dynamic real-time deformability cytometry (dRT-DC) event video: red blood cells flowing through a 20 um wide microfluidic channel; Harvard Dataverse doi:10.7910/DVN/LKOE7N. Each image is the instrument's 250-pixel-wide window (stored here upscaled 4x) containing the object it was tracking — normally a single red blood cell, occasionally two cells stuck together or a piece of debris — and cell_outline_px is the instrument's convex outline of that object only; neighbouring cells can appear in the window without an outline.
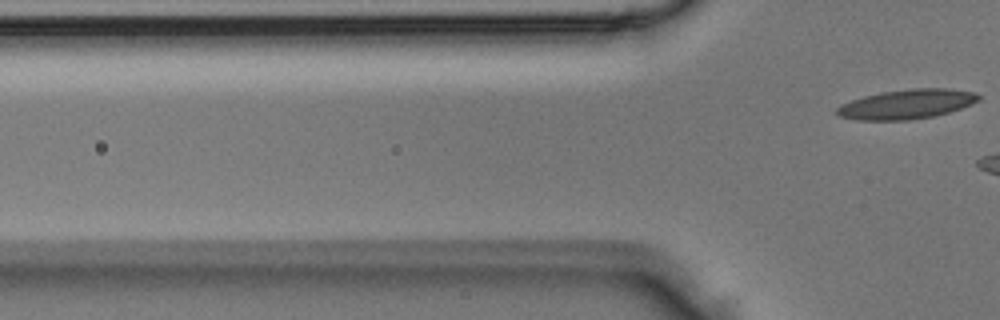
{"species": "Egyptian fruit bat (a non-hibernating species)", "species_latin": "Rousettus aegyptiacus", "temperature_condition": "room temperature", "stored_images_in_passage": 6, "segment_of_instrument_passage": [2, 2], "camera_frame_rate_fps": 3000, "um_per_image_px": 0.085, "animal": {"sex": "male"}, "frame": {"image": 1, "passage_image": 6, "time_ms": 1.667, "image_size_px": [1000, 320], "cell_outline_px": [[980, 100], [972, 104], [948, 112], [932, 116], [908, 120], [860, 120], [840, 116], [836, 112], [836, 108], [840, 104], [864, 96], [884, 92], [912, 88], [944, 88], [976, 92], [980, 96]], "centroid_in_image_um": [77.09, 8.85], "position_along_channel_um": 48.7, "area_um2": 24.16}}